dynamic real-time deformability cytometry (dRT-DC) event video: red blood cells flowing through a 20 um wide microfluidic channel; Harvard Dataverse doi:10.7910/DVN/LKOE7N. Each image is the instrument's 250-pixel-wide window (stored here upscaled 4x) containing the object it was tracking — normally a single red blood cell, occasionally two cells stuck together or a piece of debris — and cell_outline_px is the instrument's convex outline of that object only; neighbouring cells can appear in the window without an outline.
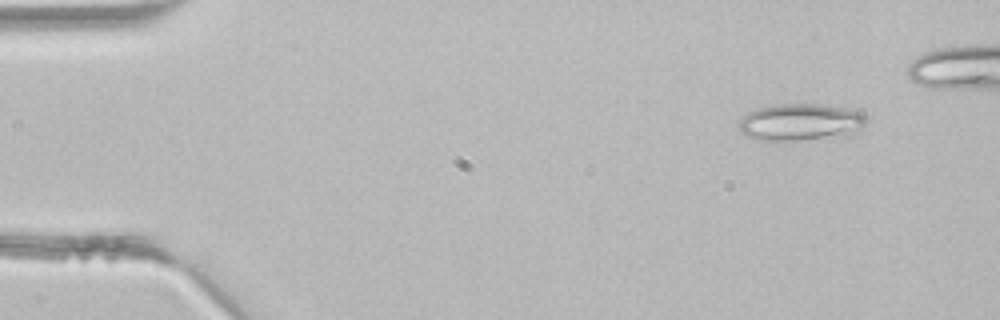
{"species": "common noctule bat (a hibernating species)", "species_latin": "Nyctalus noctula", "temperature_condition": "room temperature", "stored_images_in_passage": 4, "camera_frame_rate_fps": 3000, "um_per_image_px": 0.085, "animal": {"sex": "male", "body_mass_g": 21.5, "forearm_length_mm": 52.0}, "frame": {"image": 1, "passage_image": 4, "time_ms": 1.0, "image_size_px": [1000, 320], "cell_outline_px": [[868, 120], [860, 136], [800, 140], [760, 140], [748, 136], [740, 132], [740, 120], [748, 112], [756, 108], [768, 104], [820, 104], [844, 108], [860, 112]], "centroid_in_image_um": [68.15, 10.4], "position_along_channel_um": 16.8, "area_um2": 28.26}}